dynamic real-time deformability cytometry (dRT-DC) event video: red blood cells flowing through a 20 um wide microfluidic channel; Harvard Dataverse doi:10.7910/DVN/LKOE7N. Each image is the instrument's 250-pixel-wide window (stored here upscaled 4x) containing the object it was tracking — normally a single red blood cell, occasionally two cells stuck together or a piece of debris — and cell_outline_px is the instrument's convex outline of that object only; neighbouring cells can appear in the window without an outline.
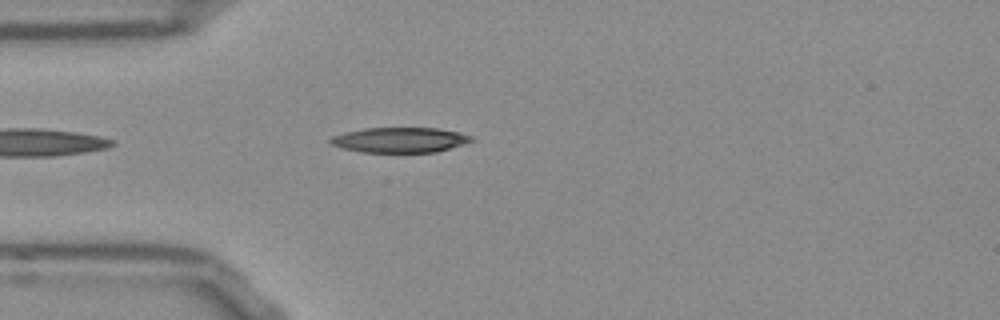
{"species": "Egyptian fruit bat (a non-hibernating species)", "species_latin": "Rousettus aegyptiacus", "temperature_condition": "room temperature", "stored_images_in_passage": 41, "camera_frame_rate_fps": 3000, "um_per_image_px": 0.085, "frame": {"image": 1, "passage_image": 3, "time_ms": 0.667, "image_size_px": [1000, 320], "cell_outline_px": [[472, 140], [436, 152], [360, 152], [344, 148], [332, 144], [328, 140], [332, 136], [364, 128], [436, 128], [456, 132], [472, 136]], "centroid_in_image_um": [33.94, 11.89], "position_along_channel_um": 51.1, "area_um2": 20.17}}
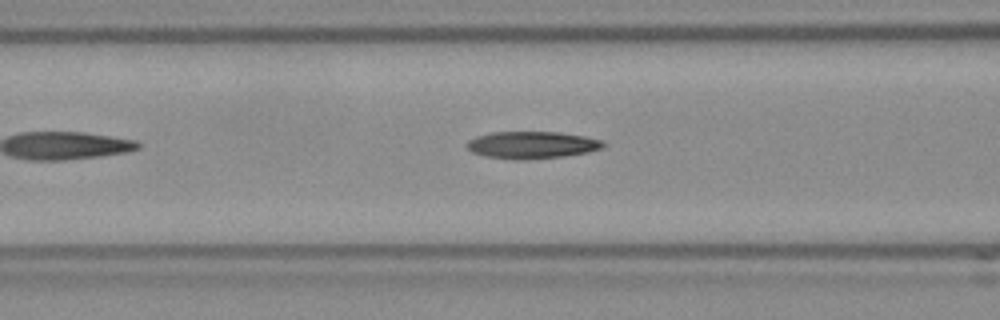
{"frame": {"image": 2, "passage_image": 9, "time_ms": 2.667, "image_size_px": [1000, 320], "cell_outline_px": [[604, 144], [600, 148], [588, 152], [564, 156], [524, 160], [516, 160], [484, 156], [472, 152], [468, 148], [468, 140], [476, 136], [492, 132], [560, 132], [584, 136], [600, 140]], "centroid_in_image_um": [45.17, 12.32], "position_along_channel_um": 121.4, "area_um2": 21.44}}
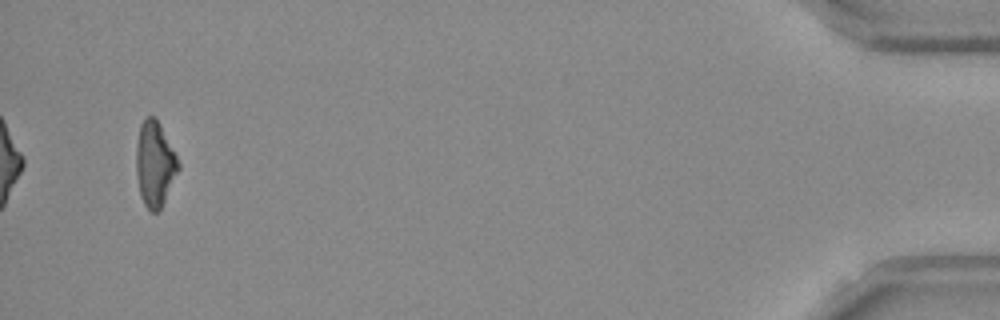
{"frame": {"image": 3, "passage_image": 39, "time_ms": 12.667, "image_size_px": [1000, 320], "cell_outline_px": [[180, 168], [160, 208], [156, 212], [152, 212], [144, 204], [140, 196], [136, 172], [136, 148], [140, 124], [148, 116], [156, 116], [180, 164]], "centroid_in_image_um": [13.14, 13.92], "position_along_channel_um": 422.1, "area_um2": 20.63}, "authors_computed_cell_mechanics": {"area_um2": 21.0392, "velocity_mm_per_s": 3.8704, "shape_relaxation_time_tau1_ms": 5.5647, "shape_relaxation_time_tau2_ms": 4.3475, "deformation_change_tau1": 0.1972, "deformation_change_tau2": 0.1357}}